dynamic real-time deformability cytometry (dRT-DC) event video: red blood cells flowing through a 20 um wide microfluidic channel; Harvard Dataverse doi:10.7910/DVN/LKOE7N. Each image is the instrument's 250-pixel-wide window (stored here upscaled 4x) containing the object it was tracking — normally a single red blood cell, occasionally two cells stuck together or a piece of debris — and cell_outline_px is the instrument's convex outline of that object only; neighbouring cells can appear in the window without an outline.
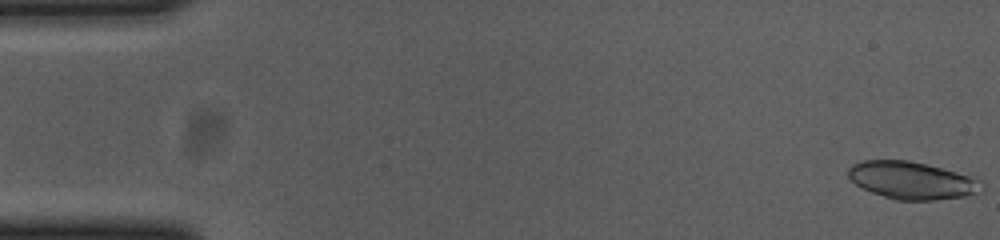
{"species": "common noctule bat (a hibernating species)", "species_latin": "Nyctalus noctula", "temperature_condition": "cold", "stored_images_in_passage": 32, "camera_frame_rate_fps": 3000, "um_per_image_px": 0.085, "animal": {"sex": "female", "body_mass_g": 23.0, "forearm_length_mm": 53.4}, "frame": {"image": 1, "passage_image": 1, "time_ms": 0.0, "image_size_px": [1000, 240], "cell_outline_px": [[984, 184], [980, 192], [964, 196], [936, 200], [896, 200], [860, 188], [848, 176], [848, 168], [852, 164], [864, 160], [908, 160], [928, 164], [976, 176]], "centroid_in_image_um": [77.55, 15.32], "position_along_channel_um": 7.4, "area_um2": 29.48}}
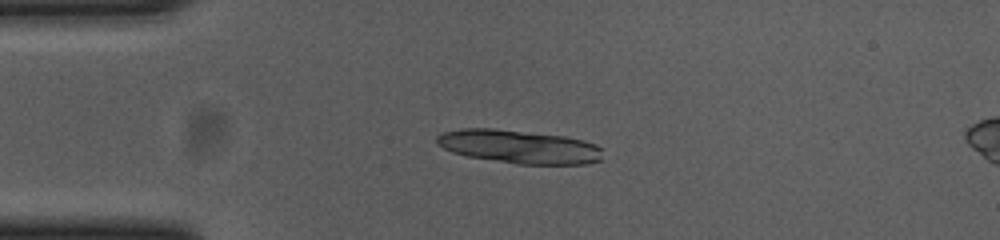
{"frame": {"image": 2, "passage_image": 13, "time_ms": 4.0, "image_size_px": [1000, 240], "cell_outline_px": [[604, 148], [600, 160], [588, 164], [516, 164], [468, 156], [452, 152], [436, 144], [436, 136], [440, 132], [460, 128], [496, 128], [564, 136], [584, 140], [596, 144]], "centroid_in_image_um": [44.12, 12.46], "position_along_channel_um": 40.9, "area_um2": 32.71}}
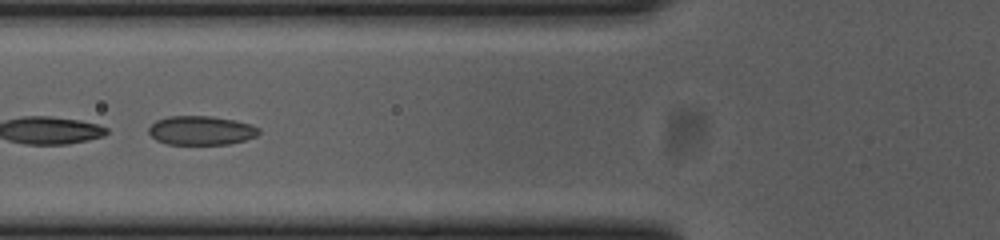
{"frame": {"image": 3, "passage_image": 21, "time_ms": 6.667, "image_size_px": [1000, 240], "cell_outline_px": [[260, 132], [256, 136], [244, 140], [228, 144], [168, 144], [156, 140], [148, 132], [148, 128], [156, 120], [168, 116], [212, 116], [236, 120], [252, 124], [260, 128]], "centroid_in_image_um": [17.11, 11.08], "position_along_channel_um": 108.7, "area_um2": 18.73}}